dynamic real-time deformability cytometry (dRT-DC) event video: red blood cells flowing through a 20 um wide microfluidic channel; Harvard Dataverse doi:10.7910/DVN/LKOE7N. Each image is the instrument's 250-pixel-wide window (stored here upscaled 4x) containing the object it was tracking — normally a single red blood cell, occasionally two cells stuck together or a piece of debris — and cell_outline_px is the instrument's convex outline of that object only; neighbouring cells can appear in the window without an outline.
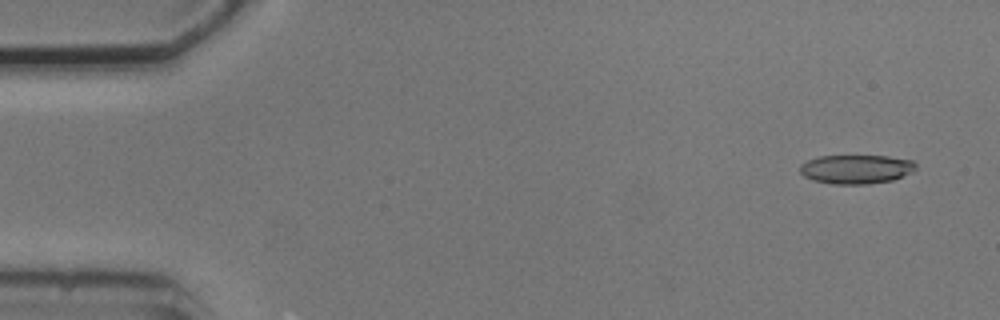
{"species": "common noctule bat (a hibernating species)", "species_latin": "Nyctalus noctula", "temperature_condition": "cold", "stored_images_in_passage": 4, "camera_frame_rate_fps": 3000, "um_per_image_px": 0.085, "animal": {"sex": "male", "body_mass_g": 20.5, "forearm_length_mm": 52.5}, "frame": {"image": 1, "passage_image": 1, "time_ms": 0.0, "image_size_px": [1000, 320], "cell_outline_px": [[916, 168], [912, 172], [892, 180], [868, 184], [832, 184], [812, 180], [804, 176], [800, 172], [800, 164], [808, 160], [820, 156], [888, 156], [912, 160], [916, 164]], "centroid_in_image_um": [72.76, 14.38], "position_along_channel_um": 12.2, "area_um2": 19.59}}
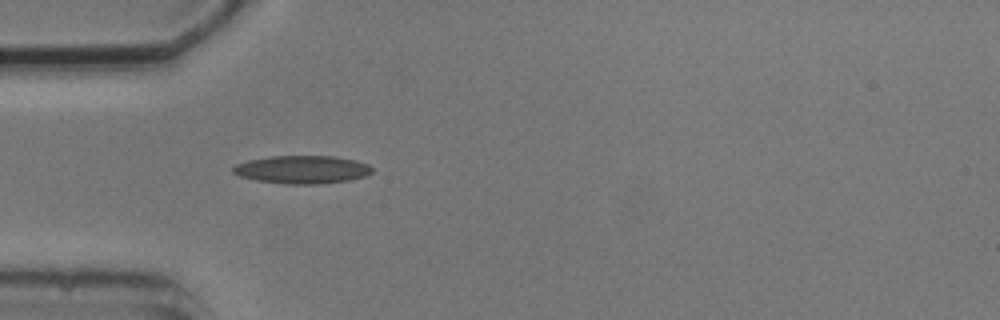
{"frame": {"image": 2, "passage_image": 4, "time_ms": 4.333, "image_size_px": [1000, 320], "cell_outline_px": [[372, 172], [368, 176], [348, 180], [316, 184], [284, 184], [256, 180], [240, 176], [232, 172], [232, 168], [236, 164], [248, 160], [268, 156], [332, 156], [356, 160], [368, 164], [372, 168]], "centroid_in_image_um": [25.68, 14.41], "position_along_channel_um": 59.3, "area_um2": 22.77}}